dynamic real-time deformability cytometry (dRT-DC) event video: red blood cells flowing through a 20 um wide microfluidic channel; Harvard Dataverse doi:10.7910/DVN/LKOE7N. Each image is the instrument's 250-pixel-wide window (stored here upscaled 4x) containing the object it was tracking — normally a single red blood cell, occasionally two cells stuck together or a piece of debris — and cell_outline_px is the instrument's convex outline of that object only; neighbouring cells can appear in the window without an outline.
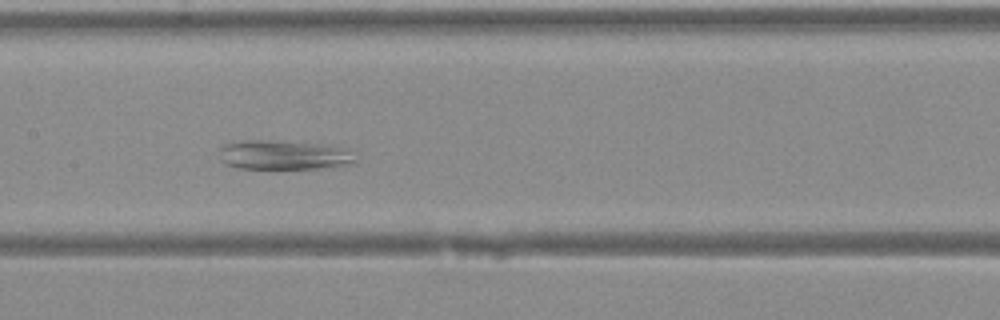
{"species": "Egyptian fruit bat (a non-hibernating species)", "species_latin": "Rousettus aegyptiacus", "temperature_condition": "warm", "stored_images_in_passage": 26, "camera_frame_rate_fps": 3000, "um_per_image_px": 0.085, "animal": {"sex": "female"}, "frame": {"image": 1, "passage_image": 12, "time_ms": 3.667, "image_size_px": [1000, 320], "cell_outline_px": [[356, 164], [316, 168], [240, 168], [224, 164], [220, 152], [220, 148], [224, 144], [248, 140], [268, 140], [320, 144], [336, 148], [344, 152], [356, 160]], "centroid_in_image_um": [24.01, 13.18], "position_along_channel_um": 183.4, "area_um2": 22.48}}
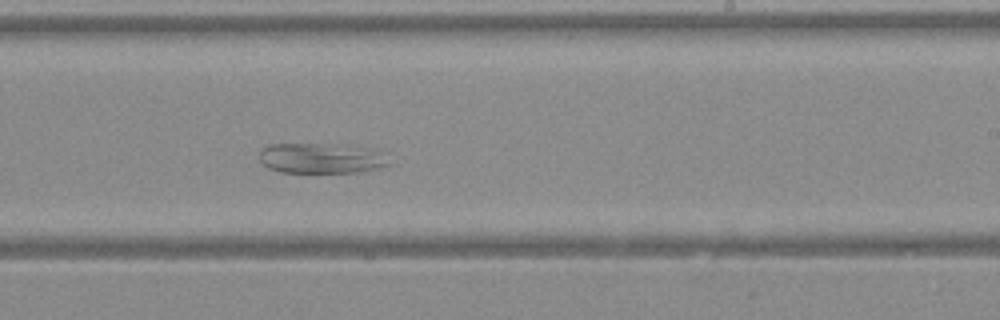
{"frame": {"image": 2, "passage_image": 17, "time_ms": 5.333, "image_size_px": [1000, 320], "cell_outline_px": [[388, 164], [356, 172], [280, 172], [268, 168], [260, 160], [260, 152], [268, 144], [348, 144], [372, 148], [380, 152]], "centroid_in_image_um": [27.24, 13.43], "position_along_channel_um": 261.8, "area_um2": 22.6}}
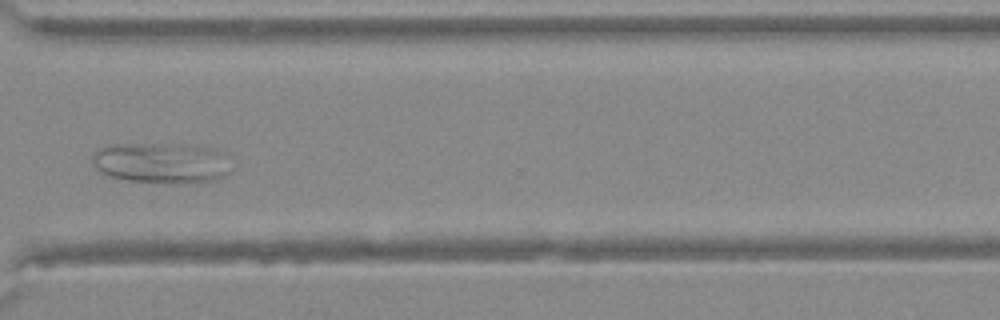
{"frame": {"image": 3, "passage_image": 23, "time_ms": 7.333, "image_size_px": [1000, 320], "cell_outline_px": [[228, 172], [224, 176], [216, 180], [128, 180], [112, 176], [100, 172], [92, 164], [92, 152], [108, 144], [180, 144]], "centroid_in_image_um": [13.12, 13.84], "position_along_channel_um": 357.5, "area_um2": 28.32}}